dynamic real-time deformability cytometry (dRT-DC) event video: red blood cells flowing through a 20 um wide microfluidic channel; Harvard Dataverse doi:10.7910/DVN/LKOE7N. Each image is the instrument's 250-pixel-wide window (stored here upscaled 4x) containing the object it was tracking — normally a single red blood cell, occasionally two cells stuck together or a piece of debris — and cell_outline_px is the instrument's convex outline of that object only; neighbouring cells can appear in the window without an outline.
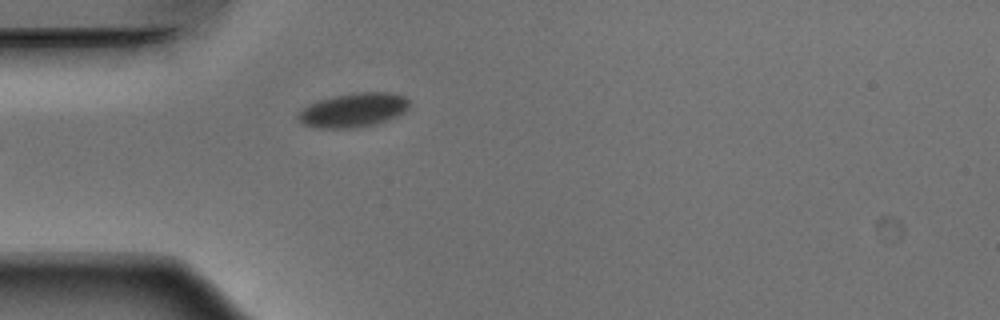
{"species": "Egyptian fruit bat (a non-hibernating species)", "species_latin": "Rousettus aegyptiacus", "temperature_condition": "warm", "stored_images_in_passage": 18, "camera_frame_rate_fps": 3000, "um_per_image_px": 0.085, "animal": {"sex": "male"}, "frame": {"image": 1, "passage_image": 1, "time_ms": 0.0, "image_size_px": [1000, 320], "cell_outline_px": [[408, 108], [404, 112], [396, 116], [372, 124], [356, 128], [316, 128], [304, 124], [296, 116], [308, 104], [320, 100], [336, 96], [356, 92], [388, 92], [404, 96], [408, 100]], "centroid_in_image_um": [30.02, 9.35], "position_along_channel_um": 55.0, "area_um2": 21.73}}